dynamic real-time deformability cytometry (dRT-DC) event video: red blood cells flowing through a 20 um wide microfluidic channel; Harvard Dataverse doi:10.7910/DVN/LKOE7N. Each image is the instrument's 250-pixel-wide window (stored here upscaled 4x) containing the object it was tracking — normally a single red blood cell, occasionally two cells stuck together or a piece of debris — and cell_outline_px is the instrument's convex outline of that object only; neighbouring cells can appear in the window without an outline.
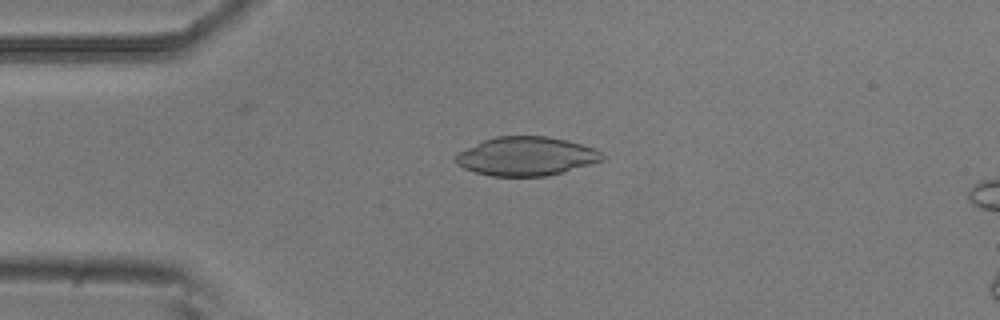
{"species": "common noctule bat (a hibernating species)", "species_latin": "Nyctalus noctula", "temperature_condition": "room temperature", "stored_images_in_passage": 43, "camera_frame_rate_fps": 3000, "um_per_image_px": 0.085, "animal": {"sex": "male", "body_mass_g": 20.5, "forearm_length_mm": 52.5}, "frame": {"image": 1, "passage_image": 1, "time_ms": 0.0, "image_size_px": [1000, 320], "cell_outline_px": [[604, 160], [560, 172], [544, 176], [492, 176], [476, 172], [464, 168], [456, 164], [456, 152], [484, 140], [496, 136], [548, 136], [568, 140], [596, 148], [604, 152]], "centroid_in_image_um": [44.74, 13.26], "position_along_channel_um": 40.3, "area_um2": 33.12}}
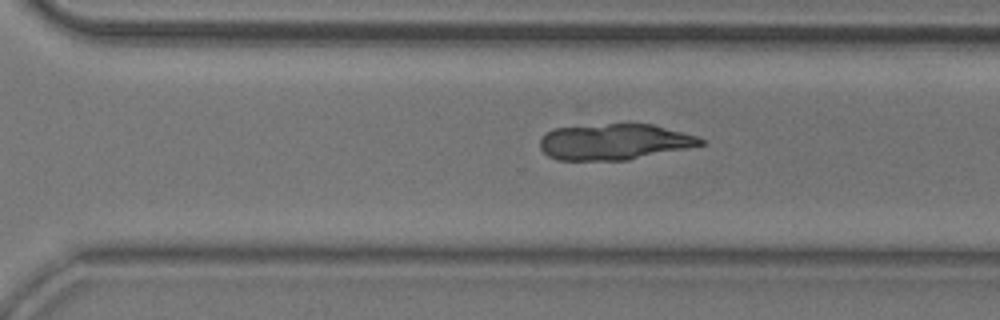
{"frame": {"image": 2, "passage_image": 25, "time_ms": 8.0, "image_size_px": [1000, 320], "cell_outline_px": [[704, 144], [688, 148], [628, 160], [556, 160], [548, 156], [540, 148], [540, 140], [552, 128], [608, 124], [652, 124], [696, 136], [704, 140]], "centroid_in_image_um": [52.2, 12.06], "position_along_channel_um": 318.4, "area_um2": 33.47}}
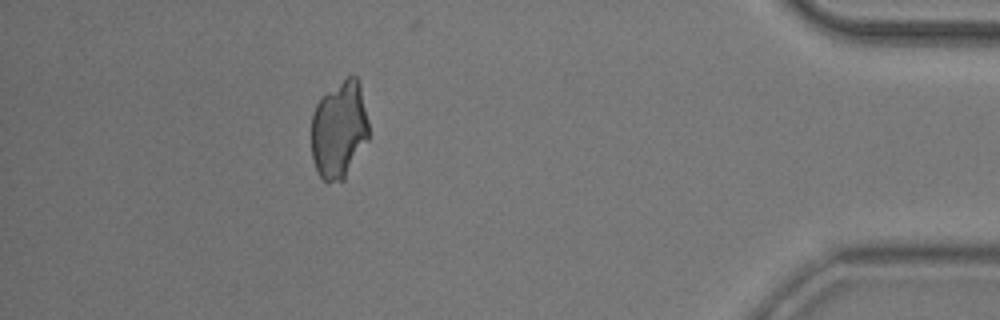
{"frame": {"image": 3, "passage_image": 36, "time_ms": 11.667, "image_size_px": [1000, 320], "cell_outline_px": [[368, 140], [344, 180], [328, 184], [320, 176], [312, 160], [312, 112], [316, 104], [328, 92], [352, 72], [356, 76], [360, 84], [368, 120]], "centroid_in_image_um": [28.83, 11.05], "position_along_channel_um": 406.4, "area_um2": 32.71}}